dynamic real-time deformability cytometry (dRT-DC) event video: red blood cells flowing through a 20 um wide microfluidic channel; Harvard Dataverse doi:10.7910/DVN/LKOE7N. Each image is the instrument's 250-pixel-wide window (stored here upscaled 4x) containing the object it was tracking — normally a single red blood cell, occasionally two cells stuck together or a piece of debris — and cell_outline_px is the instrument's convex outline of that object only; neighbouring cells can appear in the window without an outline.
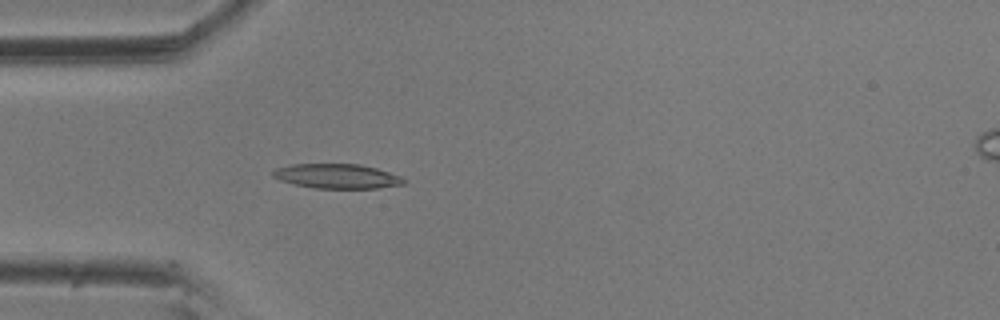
{"species": "common noctule bat (a hibernating species)", "species_latin": "Nyctalus noctula", "temperature_condition": "room temperature", "stored_images_in_passage": 3, "segment_of_instrument_passage": [1, 2], "camera_frame_rate_fps": 3000, "um_per_image_px": 0.085, "animal": {"sex": "male", "body_mass_g": 20.5, "forearm_length_mm": 52.5}, "frame": {"image": 1, "passage_image": 2, "time_ms": 0.333, "image_size_px": [1000, 320], "cell_outline_px": [[408, 184], [380, 188], [316, 188], [292, 184], [280, 180], [272, 176], [272, 172], [276, 168], [292, 164], [360, 164], [376, 168], [400, 176], [408, 180]], "centroid_in_image_um": [28.69, 14.98], "position_along_channel_um": 56.3, "area_um2": 18.9}}